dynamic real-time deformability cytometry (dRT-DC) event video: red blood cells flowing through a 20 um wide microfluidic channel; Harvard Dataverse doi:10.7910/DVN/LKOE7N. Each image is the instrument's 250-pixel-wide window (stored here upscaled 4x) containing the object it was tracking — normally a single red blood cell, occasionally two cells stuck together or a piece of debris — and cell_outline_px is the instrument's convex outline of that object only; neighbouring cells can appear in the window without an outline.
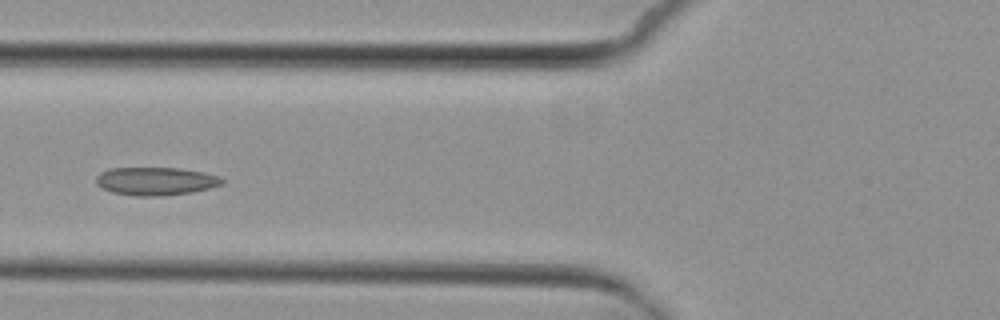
{"species": "common noctule bat (a hibernating species)", "species_latin": "Nyctalus noctula", "temperature_condition": "cold", "stored_images_in_passage": 7, "camera_frame_rate_fps": 3000, "um_per_image_px": 0.085, "animal": {"sex": "female", "body_mass_g": 29.2, "forearm_length_mm": 56.3}, "frame": {"image": 1, "passage_image": 4, "time_ms": 3.333, "image_size_px": [1000, 320], "cell_outline_px": [[224, 184], [192, 192], [160, 196], [136, 196], [112, 192], [96, 184], [96, 176], [100, 172], [108, 168], [180, 168], [204, 172], [220, 176], [224, 180]], "centroid_in_image_um": [13.25, 15.39], "position_along_channel_um": 112.6, "area_um2": 20.69}}
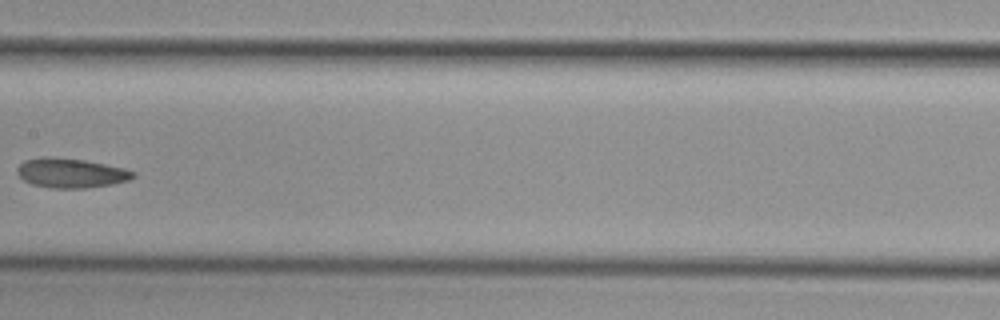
{"frame": {"image": 2, "passage_image": 6, "time_ms": 5.667, "image_size_px": [1000, 320], "cell_outline_px": [[136, 176], [128, 180], [112, 184], [84, 188], [52, 188], [32, 184], [24, 180], [16, 172], [16, 168], [24, 160], [40, 156], [48, 156], [84, 160], [124, 168], [136, 172]], "centroid_in_image_um": [6.01, 14.69], "position_along_channel_um": 201.4, "area_um2": 20.0}}
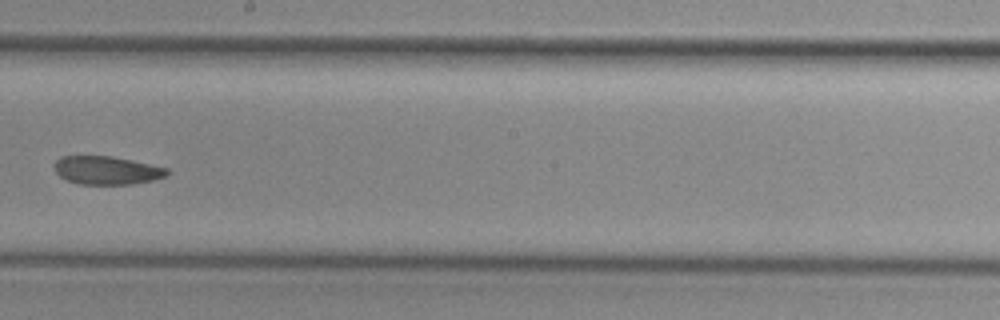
{"frame": {"image": 3, "passage_image": 7, "time_ms": 6.667, "image_size_px": [1000, 320], "cell_outline_px": [[168, 176], [152, 180], [132, 184], [76, 184], [60, 176], [56, 172], [56, 160], [60, 156], [112, 156], [132, 160], [168, 168]], "centroid_in_image_um": [9.1, 14.48], "position_along_channel_um": 239.1, "area_um2": 18.5}}